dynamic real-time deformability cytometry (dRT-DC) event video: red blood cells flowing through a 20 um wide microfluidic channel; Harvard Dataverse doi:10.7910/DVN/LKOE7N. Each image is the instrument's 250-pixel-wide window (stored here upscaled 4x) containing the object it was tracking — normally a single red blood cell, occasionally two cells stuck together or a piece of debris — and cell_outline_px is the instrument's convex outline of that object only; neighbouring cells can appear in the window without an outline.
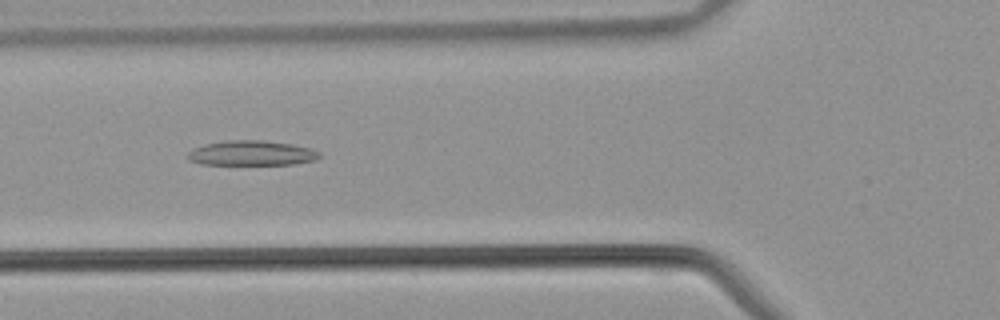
{"species": "common noctule bat (a hibernating species)", "species_latin": "Nyctalus noctula", "temperature_condition": "warm", "stored_images_in_passage": 31, "camera_frame_rate_fps": 3000, "um_per_image_px": 0.085, "animal": {"sex": "male", "body_mass_g": 21.5, "forearm_length_mm": 52.0}, "frame": {"image": 1, "passage_image": 5, "time_ms": 1.333, "image_size_px": [1000, 320], "cell_outline_px": [[320, 156], [316, 160], [292, 164], [200, 164], [188, 160], [188, 152], [192, 148], [204, 144], [228, 140], [260, 140], [292, 144], [312, 148], [320, 152]], "centroid_in_image_um": [21.38, 13.01], "position_along_channel_um": 104.4, "area_um2": 19.13}}
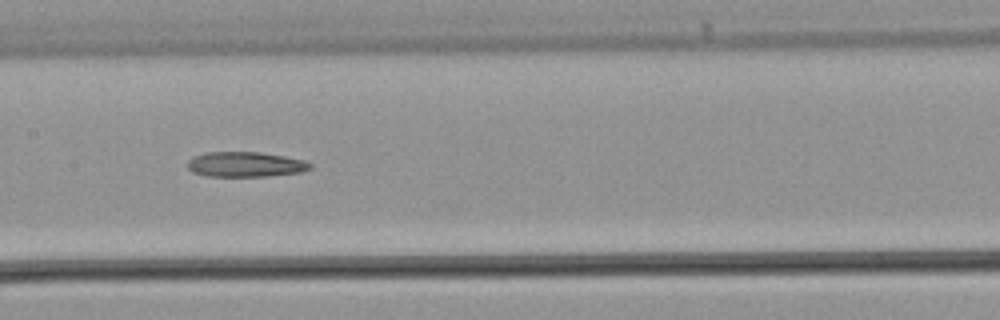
{"frame": {"image": 2, "passage_image": 10, "time_ms": 3.0, "image_size_px": [1000, 320], "cell_outline_px": [[312, 168], [304, 172], [268, 176], [208, 176], [192, 172], [188, 168], [188, 160], [192, 156], [208, 152], [260, 152], [284, 156], [300, 160], [312, 164]], "centroid_in_image_um": [20.85, 13.97], "position_along_channel_um": 186.6, "area_um2": 17.92}}